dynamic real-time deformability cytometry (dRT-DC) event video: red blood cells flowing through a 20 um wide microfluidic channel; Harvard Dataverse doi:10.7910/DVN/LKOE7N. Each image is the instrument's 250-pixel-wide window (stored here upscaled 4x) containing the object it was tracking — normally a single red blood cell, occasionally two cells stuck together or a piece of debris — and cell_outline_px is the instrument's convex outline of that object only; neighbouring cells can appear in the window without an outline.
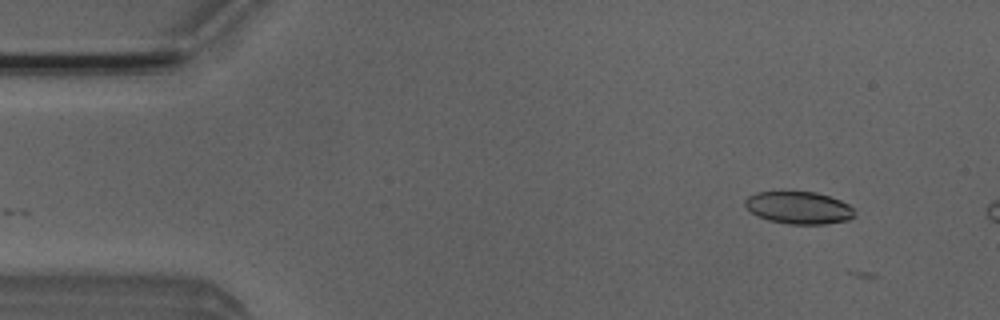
{"species": "Egyptian fruit bat (a non-hibernating species)", "species_latin": "Rousettus aegyptiacus", "temperature_condition": "room temperature", "stored_images_in_passage": 2, "camera_frame_rate_fps": 3000, "um_per_image_px": 0.085, "animal": {"sex": "male"}, "frame": {"image": 1, "passage_image": 1, "time_ms": 0.0, "image_size_px": [1000, 320], "cell_outline_px": [[856, 212], [848, 220], [824, 224], [788, 224], [768, 220], [756, 216], [744, 204], [744, 200], [748, 196], [756, 192], [816, 192], [840, 200], [848, 204]], "centroid_in_image_um": [67.88, 17.66], "position_along_channel_um": 17.1, "area_um2": 20.58}}